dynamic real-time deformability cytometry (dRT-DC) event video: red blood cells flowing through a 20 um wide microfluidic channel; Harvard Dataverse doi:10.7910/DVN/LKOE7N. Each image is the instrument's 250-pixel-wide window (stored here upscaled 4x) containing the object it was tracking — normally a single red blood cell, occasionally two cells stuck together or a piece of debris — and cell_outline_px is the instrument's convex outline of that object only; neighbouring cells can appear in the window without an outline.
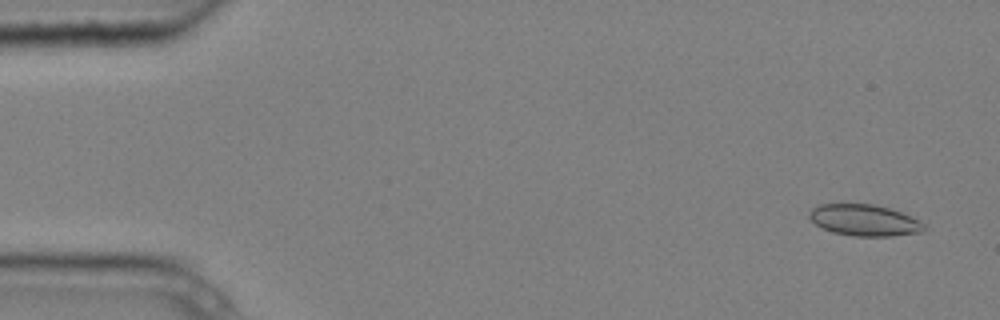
{"species": "common noctule bat (a hibernating species)", "species_latin": "Nyctalus noctula", "temperature_condition": "cold", "stored_images_in_passage": 6, "camera_frame_rate_fps": 3000, "um_per_image_px": 0.085, "animal": {"sex": "male", "body_mass_g": 20.4}, "frame": {"image": 1, "passage_image": 1, "time_ms": 0.0, "image_size_px": [1000, 320], "cell_outline_px": [[924, 228], [920, 232], [892, 236], [852, 236], [832, 232], [816, 224], [808, 216], [808, 212], [812, 208], [820, 204], [840, 200], [872, 204], [888, 208], [912, 216], [924, 224]], "centroid_in_image_um": [73.39, 18.66], "position_along_channel_um": 11.6, "area_um2": 21.56}}
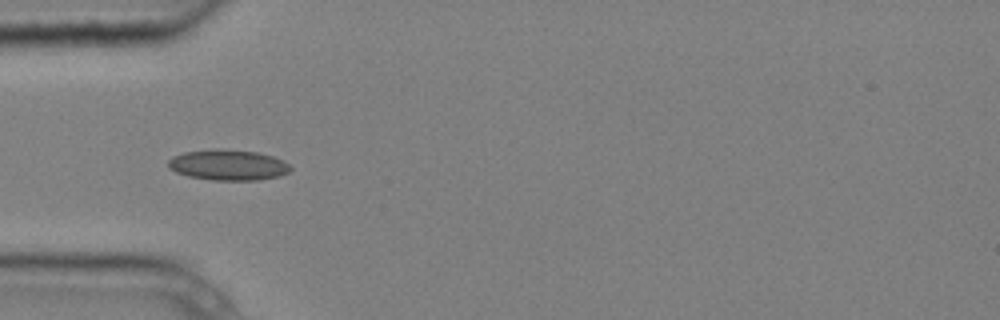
{"frame": {"image": 2, "passage_image": 5, "time_ms": 1.333, "image_size_px": [1000, 320], "cell_outline_px": [[292, 168], [288, 172], [280, 176], [260, 180], [212, 180], [188, 176], [176, 172], [168, 168], [168, 160], [172, 156], [184, 152], [212, 148], [220, 148], [256, 152], [272, 156], [284, 160]], "centroid_in_image_um": [19.37, 14.01], "position_along_channel_um": 65.6, "area_um2": 22.08}}
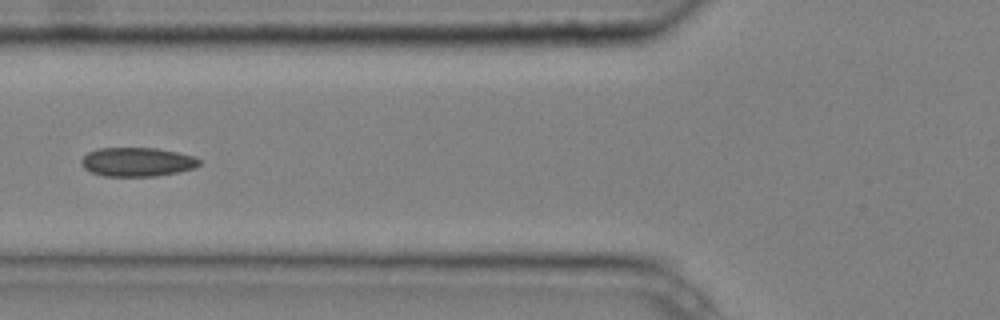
{"frame": {"image": 3, "passage_image": 6, "time_ms": 1.667, "image_size_px": [1000, 320], "cell_outline_px": [[200, 164], [196, 168], [180, 172], [156, 176], [104, 176], [92, 172], [84, 168], [80, 164], [80, 160], [88, 152], [96, 148], [156, 148], [196, 156], [200, 160]], "centroid_in_image_um": [11.67, 13.76], "position_along_channel_um": 114.1, "area_um2": 20.11}}